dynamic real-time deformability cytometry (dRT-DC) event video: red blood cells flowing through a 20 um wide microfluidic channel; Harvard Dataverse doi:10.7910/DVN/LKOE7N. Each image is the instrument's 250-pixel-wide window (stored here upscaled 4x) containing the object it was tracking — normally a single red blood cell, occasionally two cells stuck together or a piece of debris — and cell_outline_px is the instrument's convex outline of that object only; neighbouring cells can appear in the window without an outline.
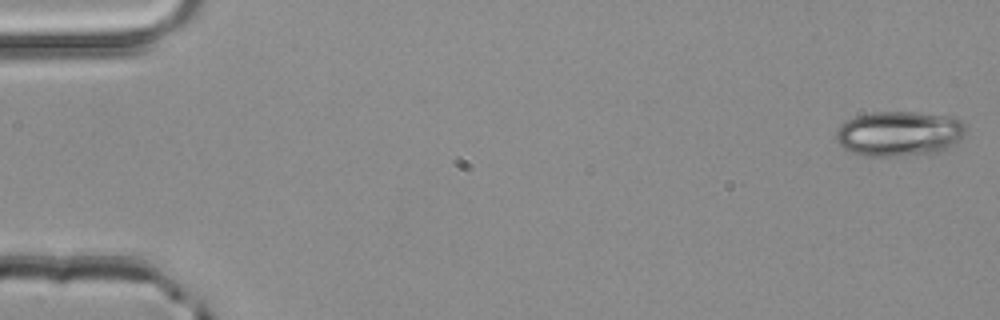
{"species": "common noctule bat (a hibernating species)", "species_latin": "Nyctalus noctula", "temperature_condition": "room temperature", "stored_images_in_passage": 12, "camera_frame_rate_fps": 3000, "um_per_image_px": 0.085, "animal": {"sex": "male", "body_mass_g": 20.4}, "frame": {"image": 1, "passage_image": 1, "time_ms": 0.0, "image_size_px": [1000, 320], "cell_outline_px": [[968, 132], [964, 136], [948, 148], [936, 152], [896, 156], [868, 156], [852, 152], [844, 148], [836, 140], [836, 132], [840, 124], [856, 116], [876, 112], [916, 112], [948, 116], [960, 120], [964, 124]], "centroid_in_image_um": [76.45, 11.35], "position_along_channel_um": 8.6, "area_um2": 33.93}}